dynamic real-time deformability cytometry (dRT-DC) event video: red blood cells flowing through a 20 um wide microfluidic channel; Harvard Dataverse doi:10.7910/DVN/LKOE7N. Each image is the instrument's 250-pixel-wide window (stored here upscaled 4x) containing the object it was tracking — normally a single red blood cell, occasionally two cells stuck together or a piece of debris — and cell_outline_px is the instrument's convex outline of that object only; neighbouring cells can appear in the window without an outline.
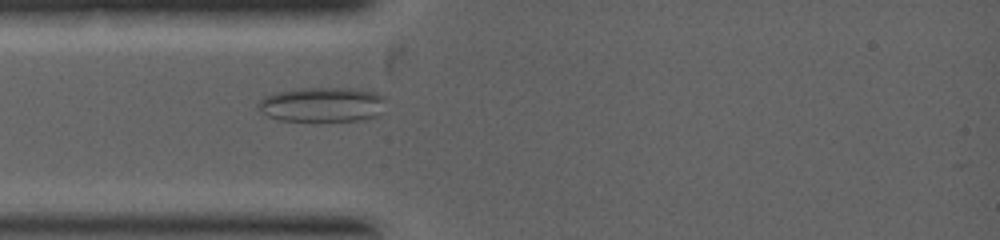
{"species": "common noctule bat (a hibernating species)", "species_latin": "Nyctalus noctula", "temperature_condition": "warm", "stored_images_in_passage": 2, "camera_frame_rate_fps": 5000, "um_per_image_px": 0.085, "animal": {"sex": "female", "body_mass_g": 19.0, "forearm_length_mm": 53.3}, "frame": {"image": 1, "passage_image": 2, "time_ms": 0.4, "image_size_px": [1000, 240], "cell_outline_px": [[388, 100], [376, 116], [364, 120], [320, 124], [312, 124], [280, 120], [268, 116], [260, 112], [256, 108], [256, 104], [264, 96], [276, 92], [300, 88], [352, 88], [376, 92], [384, 96]], "centroid_in_image_um": [27.37, 8.94], "position_along_channel_um": 57.6, "area_um2": 27.28}}